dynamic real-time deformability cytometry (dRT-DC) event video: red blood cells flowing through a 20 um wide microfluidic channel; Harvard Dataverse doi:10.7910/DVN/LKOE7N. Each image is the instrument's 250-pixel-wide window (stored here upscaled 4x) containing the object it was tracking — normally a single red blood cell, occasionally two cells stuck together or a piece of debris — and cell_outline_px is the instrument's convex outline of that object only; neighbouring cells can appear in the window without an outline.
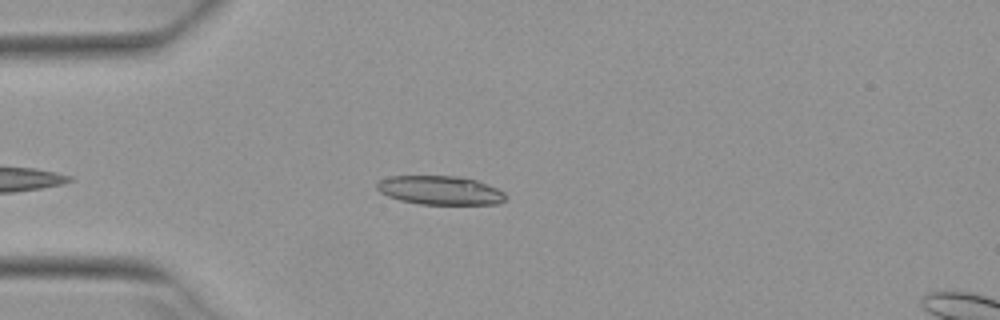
{"species": "Egyptian fruit bat (a non-hibernating species)", "species_latin": "Rousettus aegyptiacus", "temperature_condition": "warm", "stored_images_in_passage": 2, "camera_frame_rate_fps": 3000, "um_per_image_px": 0.085, "animal": {"sex": "female"}, "frame": {"image": 1, "passage_image": 1, "time_ms": 0.0, "image_size_px": [1000, 320], "cell_outline_px": [[504, 200], [500, 204], [420, 204], [400, 200], [388, 196], [380, 192], [376, 188], [376, 184], [380, 180], [388, 176], [460, 176], [476, 180], [496, 188], [504, 192]], "centroid_in_image_um": [37.38, 16.17], "position_along_channel_um": 47.6, "area_um2": 21.56}}